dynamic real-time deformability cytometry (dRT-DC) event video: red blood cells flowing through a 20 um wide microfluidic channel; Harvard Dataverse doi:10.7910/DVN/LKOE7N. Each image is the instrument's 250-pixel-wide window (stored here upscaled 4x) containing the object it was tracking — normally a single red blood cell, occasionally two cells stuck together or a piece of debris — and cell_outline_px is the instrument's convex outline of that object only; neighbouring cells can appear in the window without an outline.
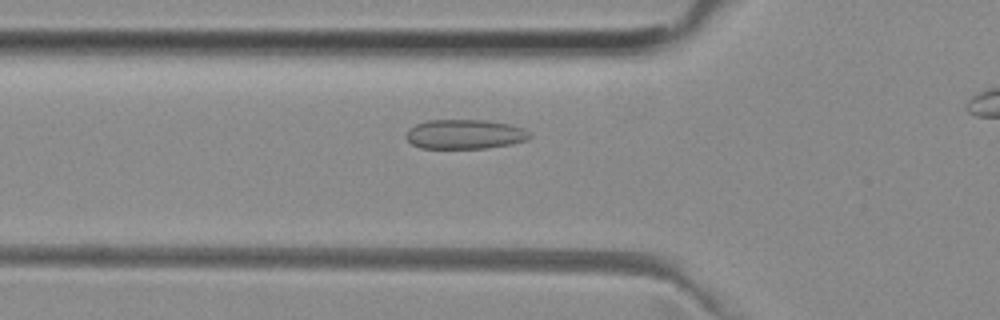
{"species": "common noctule bat (a hibernating species)", "species_latin": "Nyctalus noctula", "temperature_condition": "room temperature", "stored_images_in_passage": 30, "camera_frame_rate_fps": 3000, "um_per_image_px": 0.085, "animal": {"sex": "female", "body_mass_g": 29.2, "forearm_length_mm": 56.3}, "frame": {"image": 1, "passage_image": 5, "time_ms": 1.333, "image_size_px": [1000, 320], "cell_outline_px": [[532, 136], [528, 140], [512, 144], [488, 148], [420, 148], [412, 144], [404, 136], [408, 128], [416, 124], [428, 120], [484, 120], [508, 124], [524, 128]], "centroid_in_image_um": [39.5, 11.41], "position_along_channel_um": 86.3, "area_um2": 21.39}}
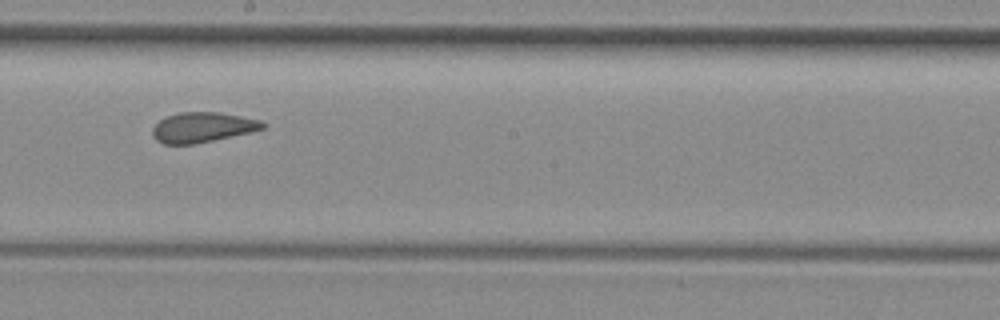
{"frame": {"image": 2, "passage_image": 16, "time_ms": 5.0, "image_size_px": [1000, 320], "cell_outline_px": [[268, 124], [264, 128], [248, 132], [212, 140], [192, 144], [164, 144], [156, 140], [152, 136], [152, 128], [160, 120], [168, 116], [180, 112], [220, 112], [260, 120]], "centroid_in_image_um": [17.19, 10.81], "position_along_channel_um": 231.0, "area_um2": 19.07}}
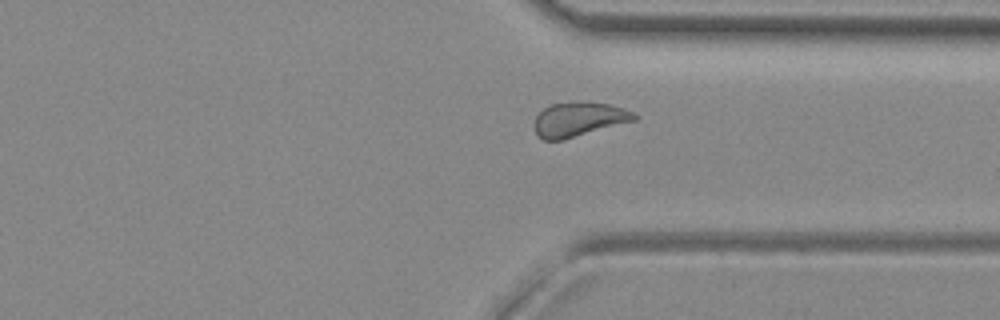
{"frame": {"image": 3, "passage_image": 26, "time_ms": 8.333, "image_size_px": [1000, 320], "cell_outline_px": [[640, 116], [636, 120], [564, 140], [544, 140], [536, 136], [532, 128], [532, 124], [536, 116], [544, 108], [552, 104], [576, 100], [608, 104], [624, 108]], "centroid_in_image_um": [49.16, 10.14], "position_along_channel_um": 362.2, "area_um2": 20.52}}